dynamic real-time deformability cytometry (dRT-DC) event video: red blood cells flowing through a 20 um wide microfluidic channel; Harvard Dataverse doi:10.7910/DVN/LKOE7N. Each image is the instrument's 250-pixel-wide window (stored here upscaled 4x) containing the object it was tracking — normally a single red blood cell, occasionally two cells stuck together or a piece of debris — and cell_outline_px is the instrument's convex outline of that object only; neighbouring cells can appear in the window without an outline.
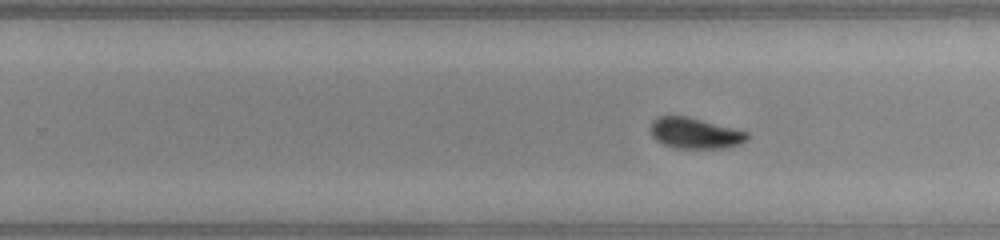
{"species": "common noctule bat (a hibernating species)", "species_latin": "Nyctalus noctula", "temperature_condition": "warm", "stored_images_in_passage": 18, "segment_of_instrument_passage": [2, 2], "camera_frame_rate_fps": 3000, "um_per_image_px": 0.085, "animal": {"sex": "male", "body_mass_g": 20.0, "forearm_length_mm": 53.3}, "frame": {"image": 1, "passage_image": 18, "time_ms": 5.667, "image_size_px": [1000, 240], "cell_outline_px": [[748, 140], [740, 144], [724, 148], [676, 148], [664, 144], [656, 140], [652, 136], [652, 120], [656, 116], [688, 116], [748, 132]], "centroid_in_image_um": [59.08, 11.32], "position_along_channel_um": 270.7, "area_um2": 17.28}}